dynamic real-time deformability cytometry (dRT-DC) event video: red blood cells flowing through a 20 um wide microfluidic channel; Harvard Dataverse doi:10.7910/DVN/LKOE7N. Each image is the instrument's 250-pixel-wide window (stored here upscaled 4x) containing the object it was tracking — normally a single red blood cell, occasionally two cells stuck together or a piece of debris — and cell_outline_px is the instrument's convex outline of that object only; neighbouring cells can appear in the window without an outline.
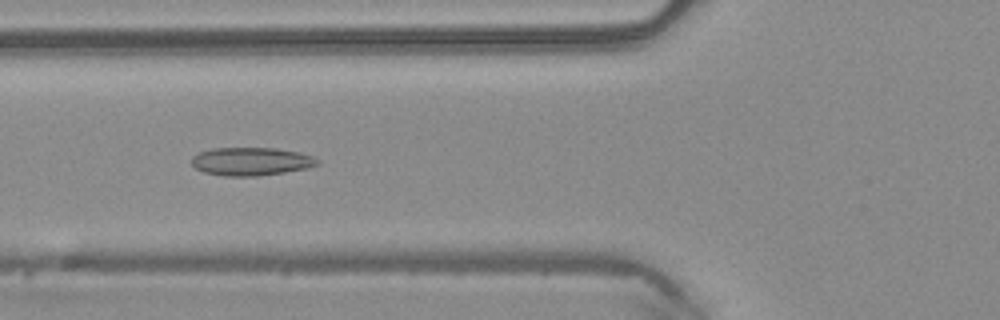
{"species": "common noctule bat (a hibernating species)", "species_latin": "Nyctalus noctula", "temperature_condition": "warm", "stored_images_in_passage": 37, "camera_frame_rate_fps": 3000, "um_per_image_px": 0.085, "animal": {"sex": "male", "body_mass_g": 20.4}, "frame": {"image": 1, "passage_image": 7, "time_ms": 2.0, "image_size_px": [1000, 320], "cell_outline_px": [[320, 164], [308, 168], [284, 172], [256, 176], [224, 176], [204, 172], [196, 168], [192, 164], [192, 156], [200, 152], [212, 148], [276, 148], [300, 152], [312, 156], [320, 160]], "centroid_in_image_um": [21.37, 13.72], "position_along_channel_um": 104.4, "area_um2": 20.69}}
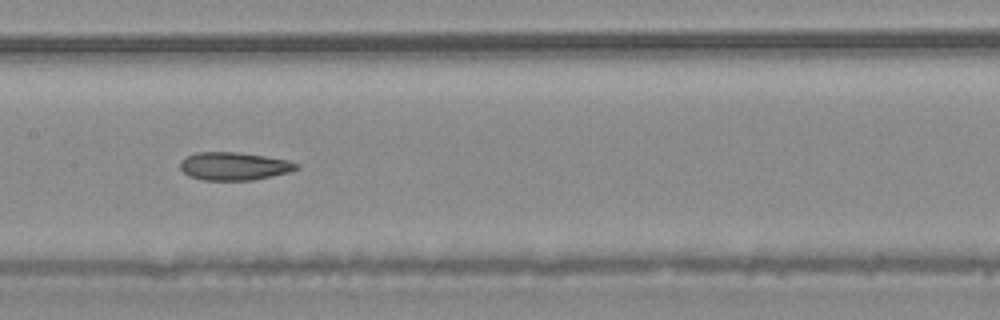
{"frame": {"image": 2, "passage_image": 13, "time_ms": 4.0, "image_size_px": [1000, 320], "cell_outline_px": [[300, 168], [288, 172], [272, 176], [252, 180], [200, 180], [188, 176], [180, 168], [180, 160], [196, 152], [240, 152], [288, 160], [300, 164]], "centroid_in_image_um": [19.89, 14.12], "position_along_channel_um": 187.5, "area_um2": 19.07}}
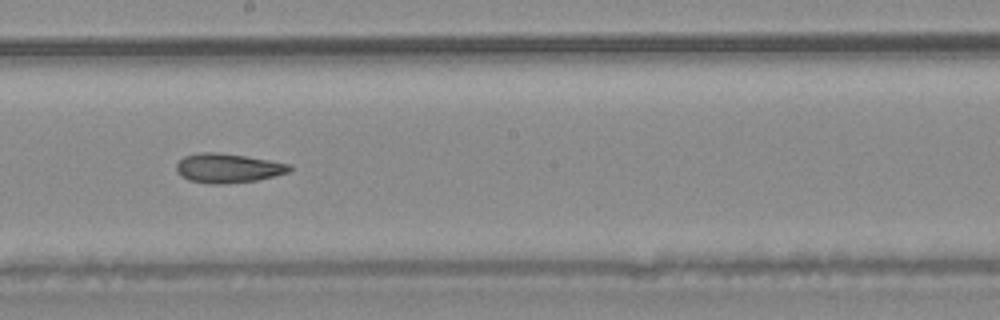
{"frame": {"image": 3, "passage_image": 16, "time_ms": 5.0, "image_size_px": [1000, 320], "cell_outline_px": [[292, 168], [288, 172], [256, 180], [220, 184], [208, 184], [188, 180], [180, 176], [176, 172], [176, 164], [184, 156], [200, 152], [216, 152], [244, 156], [292, 164]], "centroid_in_image_um": [19.32, 14.29], "position_along_channel_um": 228.9, "area_um2": 19.25}, "authors_computed_cell_mechanics": {"area_um2": 19.941, "velocity_mm_per_s": 4.1405, "shape_relaxation_time_tau1_ms": null, "shape_relaxation_time_tau2_ms": 4.7908, "deformation_change_tau1": null, "deformation_change_tau2": 0.1207}}